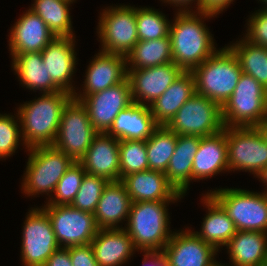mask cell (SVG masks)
Instances as JSON below:
<instances>
[{
  "instance_id": "1",
  "label": "cell",
  "mask_w": 267,
  "mask_h": 266,
  "mask_svg": "<svg viewBox=\"0 0 267 266\" xmlns=\"http://www.w3.org/2000/svg\"><path fill=\"white\" fill-rule=\"evenodd\" d=\"M208 17L214 15L178 12L174 23L170 24L172 60L183 71H192L216 51L212 34L202 21Z\"/></svg>"
},
{
  "instance_id": "2",
  "label": "cell",
  "mask_w": 267,
  "mask_h": 266,
  "mask_svg": "<svg viewBox=\"0 0 267 266\" xmlns=\"http://www.w3.org/2000/svg\"><path fill=\"white\" fill-rule=\"evenodd\" d=\"M73 98L66 91L44 93L38 99L24 103L17 110L24 144L28 149L53 145L59 130L63 109Z\"/></svg>"
},
{
  "instance_id": "3",
  "label": "cell",
  "mask_w": 267,
  "mask_h": 266,
  "mask_svg": "<svg viewBox=\"0 0 267 266\" xmlns=\"http://www.w3.org/2000/svg\"><path fill=\"white\" fill-rule=\"evenodd\" d=\"M171 201L132 202L127 224L123 228L136 250L162 251L170 233L167 204Z\"/></svg>"
},
{
  "instance_id": "4",
  "label": "cell",
  "mask_w": 267,
  "mask_h": 266,
  "mask_svg": "<svg viewBox=\"0 0 267 266\" xmlns=\"http://www.w3.org/2000/svg\"><path fill=\"white\" fill-rule=\"evenodd\" d=\"M191 72L195 79L196 93L221 107L232 95L242 74L238 59L228 46L216 50Z\"/></svg>"
},
{
  "instance_id": "5",
  "label": "cell",
  "mask_w": 267,
  "mask_h": 266,
  "mask_svg": "<svg viewBox=\"0 0 267 266\" xmlns=\"http://www.w3.org/2000/svg\"><path fill=\"white\" fill-rule=\"evenodd\" d=\"M221 108L224 127L258 126L267 118V89L242 73L232 95Z\"/></svg>"
},
{
  "instance_id": "6",
  "label": "cell",
  "mask_w": 267,
  "mask_h": 266,
  "mask_svg": "<svg viewBox=\"0 0 267 266\" xmlns=\"http://www.w3.org/2000/svg\"><path fill=\"white\" fill-rule=\"evenodd\" d=\"M30 152L22 190L27 195L53 193L59 180L74 160L53 145L29 148Z\"/></svg>"
},
{
  "instance_id": "7",
  "label": "cell",
  "mask_w": 267,
  "mask_h": 266,
  "mask_svg": "<svg viewBox=\"0 0 267 266\" xmlns=\"http://www.w3.org/2000/svg\"><path fill=\"white\" fill-rule=\"evenodd\" d=\"M209 194L223 207L237 231L267 233V193L243 189H218Z\"/></svg>"
},
{
  "instance_id": "8",
  "label": "cell",
  "mask_w": 267,
  "mask_h": 266,
  "mask_svg": "<svg viewBox=\"0 0 267 266\" xmlns=\"http://www.w3.org/2000/svg\"><path fill=\"white\" fill-rule=\"evenodd\" d=\"M167 127L177 135L211 136L224 129L221 106L195 93L177 111Z\"/></svg>"
},
{
  "instance_id": "9",
  "label": "cell",
  "mask_w": 267,
  "mask_h": 266,
  "mask_svg": "<svg viewBox=\"0 0 267 266\" xmlns=\"http://www.w3.org/2000/svg\"><path fill=\"white\" fill-rule=\"evenodd\" d=\"M105 9L98 23L101 51L126 57L139 41L136 7L119 5Z\"/></svg>"
},
{
  "instance_id": "10",
  "label": "cell",
  "mask_w": 267,
  "mask_h": 266,
  "mask_svg": "<svg viewBox=\"0 0 267 266\" xmlns=\"http://www.w3.org/2000/svg\"><path fill=\"white\" fill-rule=\"evenodd\" d=\"M228 168L256 176L267 166V142L257 126L226 127Z\"/></svg>"
},
{
  "instance_id": "11",
  "label": "cell",
  "mask_w": 267,
  "mask_h": 266,
  "mask_svg": "<svg viewBox=\"0 0 267 266\" xmlns=\"http://www.w3.org/2000/svg\"><path fill=\"white\" fill-rule=\"evenodd\" d=\"M97 133L91 125L86 107L72 98L63 109L53 146L74 161H79L86 154Z\"/></svg>"
},
{
  "instance_id": "12",
  "label": "cell",
  "mask_w": 267,
  "mask_h": 266,
  "mask_svg": "<svg viewBox=\"0 0 267 266\" xmlns=\"http://www.w3.org/2000/svg\"><path fill=\"white\" fill-rule=\"evenodd\" d=\"M42 209L51 221L60 247L88 245L99 230L94 214L71 205H44Z\"/></svg>"
},
{
  "instance_id": "13",
  "label": "cell",
  "mask_w": 267,
  "mask_h": 266,
  "mask_svg": "<svg viewBox=\"0 0 267 266\" xmlns=\"http://www.w3.org/2000/svg\"><path fill=\"white\" fill-rule=\"evenodd\" d=\"M28 213L22 232V261L24 266H44L60 246L47 213L38 207Z\"/></svg>"
},
{
  "instance_id": "14",
  "label": "cell",
  "mask_w": 267,
  "mask_h": 266,
  "mask_svg": "<svg viewBox=\"0 0 267 266\" xmlns=\"http://www.w3.org/2000/svg\"><path fill=\"white\" fill-rule=\"evenodd\" d=\"M87 109L91 125L106 133L115 117L133 103L128 79L103 91L85 96L80 101Z\"/></svg>"
},
{
  "instance_id": "15",
  "label": "cell",
  "mask_w": 267,
  "mask_h": 266,
  "mask_svg": "<svg viewBox=\"0 0 267 266\" xmlns=\"http://www.w3.org/2000/svg\"><path fill=\"white\" fill-rule=\"evenodd\" d=\"M182 72L173 62L151 68L127 70L132 101L142 105L152 104Z\"/></svg>"
},
{
  "instance_id": "16",
  "label": "cell",
  "mask_w": 267,
  "mask_h": 266,
  "mask_svg": "<svg viewBox=\"0 0 267 266\" xmlns=\"http://www.w3.org/2000/svg\"><path fill=\"white\" fill-rule=\"evenodd\" d=\"M169 266H212L218 252L191 230L173 232L162 250Z\"/></svg>"
},
{
  "instance_id": "17",
  "label": "cell",
  "mask_w": 267,
  "mask_h": 266,
  "mask_svg": "<svg viewBox=\"0 0 267 266\" xmlns=\"http://www.w3.org/2000/svg\"><path fill=\"white\" fill-rule=\"evenodd\" d=\"M92 60L86 72L83 94H72L75 100L81 101L87 95L103 91L127 79L125 56L101 51Z\"/></svg>"
},
{
  "instance_id": "18",
  "label": "cell",
  "mask_w": 267,
  "mask_h": 266,
  "mask_svg": "<svg viewBox=\"0 0 267 266\" xmlns=\"http://www.w3.org/2000/svg\"><path fill=\"white\" fill-rule=\"evenodd\" d=\"M119 140L107 133H97L79 160L86 173L106 178L108 181L120 180Z\"/></svg>"
},
{
  "instance_id": "19",
  "label": "cell",
  "mask_w": 267,
  "mask_h": 266,
  "mask_svg": "<svg viewBox=\"0 0 267 266\" xmlns=\"http://www.w3.org/2000/svg\"><path fill=\"white\" fill-rule=\"evenodd\" d=\"M74 36L55 37L42 51L43 64L52 81L63 91L74 94L72 75L76 66Z\"/></svg>"
},
{
  "instance_id": "20",
  "label": "cell",
  "mask_w": 267,
  "mask_h": 266,
  "mask_svg": "<svg viewBox=\"0 0 267 266\" xmlns=\"http://www.w3.org/2000/svg\"><path fill=\"white\" fill-rule=\"evenodd\" d=\"M54 38L46 23L29 9L17 19L11 29L9 49L12 57L28 52H41Z\"/></svg>"
},
{
  "instance_id": "21",
  "label": "cell",
  "mask_w": 267,
  "mask_h": 266,
  "mask_svg": "<svg viewBox=\"0 0 267 266\" xmlns=\"http://www.w3.org/2000/svg\"><path fill=\"white\" fill-rule=\"evenodd\" d=\"M132 202L177 201L183 197L168 182L165 173L146 170L125 176L121 180Z\"/></svg>"
},
{
  "instance_id": "22",
  "label": "cell",
  "mask_w": 267,
  "mask_h": 266,
  "mask_svg": "<svg viewBox=\"0 0 267 266\" xmlns=\"http://www.w3.org/2000/svg\"><path fill=\"white\" fill-rule=\"evenodd\" d=\"M228 168L226 127L219 133L201 137L193 159L192 180L210 178Z\"/></svg>"
},
{
  "instance_id": "23",
  "label": "cell",
  "mask_w": 267,
  "mask_h": 266,
  "mask_svg": "<svg viewBox=\"0 0 267 266\" xmlns=\"http://www.w3.org/2000/svg\"><path fill=\"white\" fill-rule=\"evenodd\" d=\"M157 127L149 105L133 102L115 117L106 133L119 141L147 140Z\"/></svg>"
},
{
  "instance_id": "24",
  "label": "cell",
  "mask_w": 267,
  "mask_h": 266,
  "mask_svg": "<svg viewBox=\"0 0 267 266\" xmlns=\"http://www.w3.org/2000/svg\"><path fill=\"white\" fill-rule=\"evenodd\" d=\"M131 203L124 183L121 180L109 181L94 212L97 227L99 229H120L117 224L128 219Z\"/></svg>"
},
{
  "instance_id": "25",
  "label": "cell",
  "mask_w": 267,
  "mask_h": 266,
  "mask_svg": "<svg viewBox=\"0 0 267 266\" xmlns=\"http://www.w3.org/2000/svg\"><path fill=\"white\" fill-rule=\"evenodd\" d=\"M195 93V79L192 72L183 71L160 97L149 104L155 123L158 126H167L177 111Z\"/></svg>"
},
{
  "instance_id": "26",
  "label": "cell",
  "mask_w": 267,
  "mask_h": 266,
  "mask_svg": "<svg viewBox=\"0 0 267 266\" xmlns=\"http://www.w3.org/2000/svg\"><path fill=\"white\" fill-rule=\"evenodd\" d=\"M90 244L99 266H120L126 263L136 250L123 227L99 229Z\"/></svg>"
},
{
  "instance_id": "27",
  "label": "cell",
  "mask_w": 267,
  "mask_h": 266,
  "mask_svg": "<svg viewBox=\"0 0 267 266\" xmlns=\"http://www.w3.org/2000/svg\"><path fill=\"white\" fill-rule=\"evenodd\" d=\"M201 137L177 135L175 150L166 170L168 182L182 196L185 195L190 180L192 181L193 159L198 150Z\"/></svg>"
},
{
  "instance_id": "28",
  "label": "cell",
  "mask_w": 267,
  "mask_h": 266,
  "mask_svg": "<svg viewBox=\"0 0 267 266\" xmlns=\"http://www.w3.org/2000/svg\"><path fill=\"white\" fill-rule=\"evenodd\" d=\"M202 200L208 213L203 219L202 230L194 233L218 251L221 246H226L237 229L223 207L208 192Z\"/></svg>"
},
{
  "instance_id": "29",
  "label": "cell",
  "mask_w": 267,
  "mask_h": 266,
  "mask_svg": "<svg viewBox=\"0 0 267 266\" xmlns=\"http://www.w3.org/2000/svg\"><path fill=\"white\" fill-rule=\"evenodd\" d=\"M225 247L234 266H262L267 258V233L237 231Z\"/></svg>"
},
{
  "instance_id": "30",
  "label": "cell",
  "mask_w": 267,
  "mask_h": 266,
  "mask_svg": "<svg viewBox=\"0 0 267 266\" xmlns=\"http://www.w3.org/2000/svg\"><path fill=\"white\" fill-rule=\"evenodd\" d=\"M12 58L13 70L26 88L33 91L40 90L41 93L43 91V94L62 91L48 74L41 52L17 54Z\"/></svg>"
},
{
  "instance_id": "31",
  "label": "cell",
  "mask_w": 267,
  "mask_h": 266,
  "mask_svg": "<svg viewBox=\"0 0 267 266\" xmlns=\"http://www.w3.org/2000/svg\"><path fill=\"white\" fill-rule=\"evenodd\" d=\"M127 70L151 68L172 63L170 37L156 40H139L132 51L126 56ZM132 66H131V65Z\"/></svg>"
},
{
  "instance_id": "32",
  "label": "cell",
  "mask_w": 267,
  "mask_h": 266,
  "mask_svg": "<svg viewBox=\"0 0 267 266\" xmlns=\"http://www.w3.org/2000/svg\"><path fill=\"white\" fill-rule=\"evenodd\" d=\"M75 0H35L29 8L48 26L55 37L74 36L69 5Z\"/></svg>"
},
{
  "instance_id": "33",
  "label": "cell",
  "mask_w": 267,
  "mask_h": 266,
  "mask_svg": "<svg viewBox=\"0 0 267 266\" xmlns=\"http://www.w3.org/2000/svg\"><path fill=\"white\" fill-rule=\"evenodd\" d=\"M238 59L242 73L256 79L267 89V47L242 39L228 46Z\"/></svg>"
},
{
  "instance_id": "34",
  "label": "cell",
  "mask_w": 267,
  "mask_h": 266,
  "mask_svg": "<svg viewBox=\"0 0 267 266\" xmlns=\"http://www.w3.org/2000/svg\"><path fill=\"white\" fill-rule=\"evenodd\" d=\"M177 143V134L167 126H158L146 140L148 170L166 173Z\"/></svg>"
},
{
  "instance_id": "35",
  "label": "cell",
  "mask_w": 267,
  "mask_h": 266,
  "mask_svg": "<svg viewBox=\"0 0 267 266\" xmlns=\"http://www.w3.org/2000/svg\"><path fill=\"white\" fill-rule=\"evenodd\" d=\"M119 157L120 180L129 174L148 170L146 140H121Z\"/></svg>"
},
{
  "instance_id": "36",
  "label": "cell",
  "mask_w": 267,
  "mask_h": 266,
  "mask_svg": "<svg viewBox=\"0 0 267 266\" xmlns=\"http://www.w3.org/2000/svg\"><path fill=\"white\" fill-rule=\"evenodd\" d=\"M139 40H156L169 36L170 22L163 13L152 8H136Z\"/></svg>"
},
{
  "instance_id": "37",
  "label": "cell",
  "mask_w": 267,
  "mask_h": 266,
  "mask_svg": "<svg viewBox=\"0 0 267 266\" xmlns=\"http://www.w3.org/2000/svg\"><path fill=\"white\" fill-rule=\"evenodd\" d=\"M86 171L79 161H74L55 187V198L48 200L46 205H70L79 191Z\"/></svg>"
},
{
  "instance_id": "38",
  "label": "cell",
  "mask_w": 267,
  "mask_h": 266,
  "mask_svg": "<svg viewBox=\"0 0 267 266\" xmlns=\"http://www.w3.org/2000/svg\"><path fill=\"white\" fill-rule=\"evenodd\" d=\"M108 182L106 178L101 176L85 173L79 191L70 205L78 210L94 214Z\"/></svg>"
},
{
  "instance_id": "39",
  "label": "cell",
  "mask_w": 267,
  "mask_h": 266,
  "mask_svg": "<svg viewBox=\"0 0 267 266\" xmlns=\"http://www.w3.org/2000/svg\"><path fill=\"white\" fill-rule=\"evenodd\" d=\"M7 114H0V158L10 157L18 148L21 135L19 118Z\"/></svg>"
},
{
  "instance_id": "40",
  "label": "cell",
  "mask_w": 267,
  "mask_h": 266,
  "mask_svg": "<svg viewBox=\"0 0 267 266\" xmlns=\"http://www.w3.org/2000/svg\"><path fill=\"white\" fill-rule=\"evenodd\" d=\"M244 39L250 43L267 47V9L258 10L249 20Z\"/></svg>"
},
{
  "instance_id": "41",
  "label": "cell",
  "mask_w": 267,
  "mask_h": 266,
  "mask_svg": "<svg viewBox=\"0 0 267 266\" xmlns=\"http://www.w3.org/2000/svg\"><path fill=\"white\" fill-rule=\"evenodd\" d=\"M72 266H99L91 244L70 246Z\"/></svg>"
},
{
  "instance_id": "42",
  "label": "cell",
  "mask_w": 267,
  "mask_h": 266,
  "mask_svg": "<svg viewBox=\"0 0 267 266\" xmlns=\"http://www.w3.org/2000/svg\"><path fill=\"white\" fill-rule=\"evenodd\" d=\"M44 266H72L70 247H60L46 261Z\"/></svg>"
},
{
  "instance_id": "43",
  "label": "cell",
  "mask_w": 267,
  "mask_h": 266,
  "mask_svg": "<svg viewBox=\"0 0 267 266\" xmlns=\"http://www.w3.org/2000/svg\"><path fill=\"white\" fill-rule=\"evenodd\" d=\"M232 1L233 0H200L199 12L216 16L226 7L228 8Z\"/></svg>"
},
{
  "instance_id": "44",
  "label": "cell",
  "mask_w": 267,
  "mask_h": 266,
  "mask_svg": "<svg viewBox=\"0 0 267 266\" xmlns=\"http://www.w3.org/2000/svg\"><path fill=\"white\" fill-rule=\"evenodd\" d=\"M144 260L142 262V266H169L166 262L165 257L162 251H149L144 252ZM149 260V261H148ZM149 262V264H147ZM151 262V263H150Z\"/></svg>"
},
{
  "instance_id": "45",
  "label": "cell",
  "mask_w": 267,
  "mask_h": 266,
  "mask_svg": "<svg viewBox=\"0 0 267 266\" xmlns=\"http://www.w3.org/2000/svg\"><path fill=\"white\" fill-rule=\"evenodd\" d=\"M164 2H168V4L170 3V4H173V5H176V7H181V6H184L183 8H180V9H178L179 11L178 12H184V13H186V12H192V11H190L189 9L190 8H187V5L188 4H190V3H193L192 1H195V0H163ZM195 2H197V11L196 12H199V8H200V0H196ZM187 8V9H186ZM182 9V10H181Z\"/></svg>"
},
{
  "instance_id": "46",
  "label": "cell",
  "mask_w": 267,
  "mask_h": 266,
  "mask_svg": "<svg viewBox=\"0 0 267 266\" xmlns=\"http://www.w3.org/2000/svg\"><path fill=\"white\" fill-rule=\"evenodd\" d=\"M257 127L262 133L265 141L267 142V118L262 123H260Z\"/></svg>"
},
{
  "instance_id": "47",
  "label": "cell",
  "mask_w": 267,
  "mask_h": 266,
  "mask_svg": "<svg viewBox=\"0 0 267 266\" xmlns=\"http://www.w3.org/2000/svg\"><path fill=\"white\" fill-rule=\"evenodd\" d=\"M257 177L260 178L263 181V183H265V185H267V166L257 175ZM264 192L267 193V191Z\"/></svg>"
},
{
  "instance_id": "48",
  "label": "cell",
  "mask_w": 267,
  "mask_h": 266,
  "mask_svg": "<svg viewBox=\"0 0 267 266\" xmlns=\"http://www.w3.org/2000/svg\"><path fill=\"white\" fill-rule=\"evenodd\" d=\"M212 266H224V265H221V263L220 262H215Z\"/></svg>"
},
{
  "instance_id": "49",
  "label": "cell",
  "mask_w": 267,
  "mask_h": 266,
  "mask_svg": "<svg viewBox=\"0 0 267 266\" xmlns=\"http://www.w3.org/2000/svg\"><path fill=\"white\" fill-rule=\"evenodd\" d=\"M260 2L262 1L263 2V4L265 3V5H267V0H259ZM263 9H267V6L266 7H264Z\"/></svg>"
},
{
  "instance_id": "50",
  "label": "cell",
  "mask_w": 267,
  "mask_h": 266,
  "mask_svg": "<svg viewBox=\"0 0 267 266\" xmlns=\"http://www.w3.org/2000/svg\"><path fill=\"white\" fill-rule=\"evenodd\" d=\"M262 266H267V258H266V260H265V262L263 263Z\"/></svg>"
}]
</instances>
